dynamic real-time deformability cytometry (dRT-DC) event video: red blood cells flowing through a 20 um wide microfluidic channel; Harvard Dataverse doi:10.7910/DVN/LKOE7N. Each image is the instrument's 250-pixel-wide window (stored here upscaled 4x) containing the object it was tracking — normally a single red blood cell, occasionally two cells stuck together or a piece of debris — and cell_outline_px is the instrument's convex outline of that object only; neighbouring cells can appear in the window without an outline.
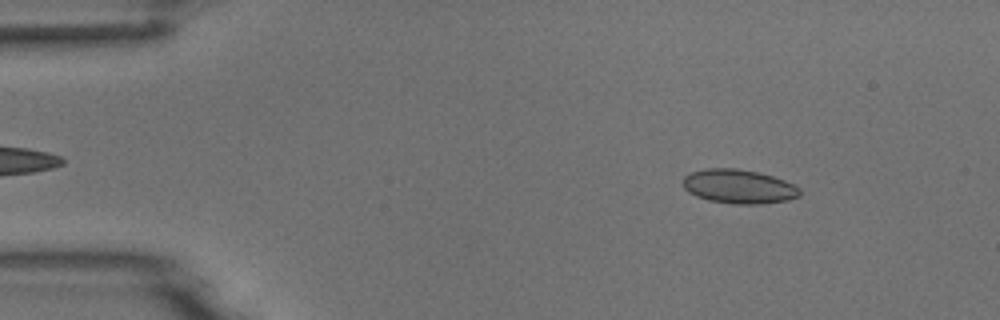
{"species": "common noctule bat (a hibernating species)", "species_latin": "Nyctalus noctula", "temperature_condition": "room temperature", "stored_images_in_passage": 5, "camera_frame_rate_fps": 3000, "um_per_image_px": 0.085, "animal": {"sex": "male", "body_mass_g": 18.8}, "frame": {"image": 1, "passage_image": 1, "time_ms": 0.0, "image_size_px": [1000, 320], "cell_outline_px": [[800, 196], [788, 200], [760, 204], [732, 204], [708, 200], [696, 196], [688, 192], [680, 184], [684, 176], [692, 172], [704, 168], [736, 168], [760, 172], [784, 180], [800, 188]], "centroid_in_image_um": [62.76, 15.85], "position_along_channel_um": 22.2, "area_um2": 23.47}}
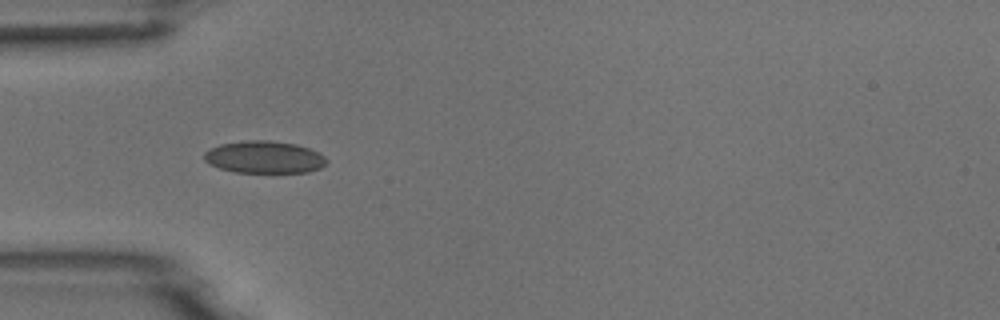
{"frame": {"image": 2, "passage_image": 3, "time_ms": 3.0, "image_size_px": [1000, 320], "cell_outline_px": [[328, 160], [320, 168], [308, 172], [236, 172], [220, 168], [204, 160], [204, 152], [220, 144], [244, 140], [272, 140], [296, 144], [320, 152]], "centroid_in_image_um": [22.49, 13.34], "position_along_channel_um": 62.5, "area_um2": 22.95}}